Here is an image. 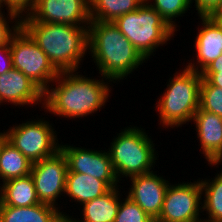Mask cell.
Masks as SVG:
<instances>
[{
	"label": "cell",
	"instance_id": "cell-1",
	"mask_svg": "<svg viewBox=\"0 0 222 222\" xmlns=\"http://www.w3.org/2000/svg\"><path fill=\"white\" fill-rule=\"evenodd\" d=\"M90 79L76 71L60 72L51 86L44 92V109L54 115L74 119L97 112L106 104L111 91L108 82ZM107 83V84H106Z\"/></svg>",
	"mask_w": 222,
	"mask_h": 222
},
{
	"label": "cell",
	"instance_id": "cell-2",
	"mask_svg": "<svg viewBox=\"0 0 222 222\" xmlns=\"http://www.w3.org/2000/svg\"><path fill=\"white\" fill-rule=\"evenodd\" d=\"M88 50L100 75L108 82L124 80L146 61L112 21L90 22Z\"/></svg>",
	"mask_w": 222,
	"mask_h": 222
},
{
	"label": "cell",
	"instance_id": "cell-3",
	"mask_svg": "<svg viewBox=\"0 0 222 222\" xmlns=\"http://www.w3.org/2000/svg\"><path fill=\"white\" fill-rule=\"evenodd\" d=\"M21 27L38 44L59 73L78 70L88 50L89 26L22 21Z\"/></svg>",
	"mask_w": 222,
	"mask_h": 222
},
{
	"label": "cell",
	"instance_id": "cell-4",
	"mask_svg": "<svg viewBox=\"0 0 222 222\" xmlns=\"http://www.w3.org/2000/svg\"><path fill=\"white\" fill-rule=\"evenodd\" d=\"M173 76L169 78L167 88L156 106L160 123L165 128L179 127L192 121L199 109L201 72L185 67L182 72H176Z\"/></svg>",
	"mask_w": 222,
	"mask_h": 222
},
{
	"label": "cell",
	"instance_id": "cell-5",
	"mask_svg": "<svg viewBox=\"0 0 222 222\" xmlns=\"http://www.w3.org/2000/svg\"><path fill=\"white\" fill-rule=\"evenodd\" d=\"M144 2L137 10L117 17L113 23L148 61L156 48L167 44L177 31L159 15L154 8Z\"/></svg>",
	"mask_w": 222,
	"mask_h": 222
},
{
	"label": "cell",
	"instance_id": "cell-6",
	"mask_svg": "<svg viewBox=\"0 0 222 222\" xmlns=\"http://www.w3.org/2000/svg\"><path fill=\"white\" fill-rule=\"evenodd\" d=\"M108 149L118 180L121 176L133 177L153 172L156 152L153 141L138 127H127L117 134Z\"/></svg>",
	"mask_w": 222,
	"mask_h": 222
},
{
	"label": "cell",
	"instance_id": "cell-7",
	"mask_svg": "<svg viewBox=\"0 0 222 222\" xmlns=\"http://www.w3.org/2000/svg\"><path fill=\"white\" fill-rule=\"evenodd\" d=\"M13 68L21 71L43 92L59 72L31 36L21 27L10 41Z\"/></svg>",
	"mask_w": 222,
	"mask_h": 222
},
{
	"label": "cell",
	"instance_id": "cell-8",
	"mask_svg": "<svg viewBox=\"0 0 222 222\" xmlns=\"http://www.w3.org/2000/svg\"><path fill=\"white\" fill-rule=\"evenodd\" d=\"M46 120H33L10 127L3 132L6 140L16 147L31 163L55 155L60 150L57 134ZM57 141V142H56Z\"/></svg>",
	"mask_w": 222,
	"mask_h": 222
},
{
	"label": "cell",
	"instance_id": "cell-9",
	"mask_svg": "<svg viewBox=\"0 0 222 222\" xmlns=\"http://www.w3.org/2000/svg\"><path fill=\"white\" fill-rule=\"evenodd\" d=\"M201 197L199 179L194 183H169L161 212L155 222H203L199 217L200 210L202 211Z\"/></svg>",
	"mask_w": 222,
	"mask_h": 222
},
{
	"label": "cell",
	"instance_id": "cell-10",
	"mask_svg": "<svg viewBox=\"0 0 222 222\" xmlns=\"http://www.w3.org/2000/svg\"><path fill=\"white\" fill-rule=\"evenodd\" d=\"M67 171V159L61 150L51 157L32 164L30 175L40 203L57 206L55 201L65 193Z\"/></svg>",
	"mask_w": 222,
	"mask_h": 222
},
{
	"label": "cell",
	"instance_id": "cell-11",
	"mask_svg": "<svg viewBox=\"0 0 222 222\" xmlns=\"http://www.w3.org/2000/svg\"><path fill=\"white\" fill-rule=\"evenodd\" d=\"M21 19L22 21L89 26L91 22L90 0H36L32 12Z\"/></svg>",
	"mask_w": 222,
	"mask_h": 222
},
{
	"label": "cell",
	"instance_id": "cell-12",
	"mask_svg": "<svg viewBox=\"0 0 222 222\" xmlns=\"http://www.w3.org/2000/svg\"><path fill=\"white\" fill-rule=\"evenodd\" d=\"M68 163L67 172L83 173L103 180L110 188L119 187L108 151H97L70 145H60Z\"/></svg>",
	"mask_w": 222,
	"mask_h": 222
},
{
	"label": "cell",
	"instance_id": "cell-13",
	"mask_svg": "<svg viewBox=\"0 0 222 222\" xmlns=\"http://www.w3.org/2000/svg\"><path fill=\"white\" fill-rule=\"evenodd\" d=\"M128 197L156 220L162 209L169 181L154 172L130 177Z\"/></svg>",
	"mask_w": 222,
	"mask_h": 222
},
{
	"label": "cell",
	"instance_id": "cell-14",
	"mask_svg": "<svg viewBox=\"0 0 222 222\" xmlns=\"http://www.w3.org/2000/svg\"><path fill=\"white\" fill-rule=\"evenodd\" d=\"M38 101H44V92L21 71L11 68L0 75V103L24 106Z\"/></svg>",
	"mask_w": 222,
	"mask_h": 222
},
{
	"label": "cell",
	"instance_id": "cell-15",
	"mask_svg": "<svg viewBox=\"0 0 222 222\" xmlns=\"http://www.w3.org/2000/svg\"><path fill=\"white\" fill-rule=\"evenodd\" d=\"M192 120L196 126L202 154L209 165L216 166L222 162V118L199 108Z\"/></svg>",
	"mask_w": 222,
	"mask_h": 222
},
{
	"label": "cell",
	"instance_id": "cell-16",
	"mask_svg": "<svg viewBox=\"0 0 222 222\" xmlns=\"http://www.w3.org/2000/svg\"><path fill=\"white\" fill-rule=\"evenodd\" d=\"M202 28L195 39L196 59L195 63H187L188 69L201 72L207 65L222 55V28L211 16H200Z\"/></svg>",
	"mask_w": 222,
	"mask_h": 222
},
{
	"label": "cell",
	"instance_id": "cell-17",
	"mask_svg": "<svg viewBox=\"0 0 222 222\" xmlns=\"http://www.w3.org/2000/svg\"><path fill=\"white\" fill-rule=\"evenodd\" d=\"M66 214L58 207L39 203L28 207L4 205L0 201L1 222H63Z\"/></svg>",
	"mask_w": 222,
	"mask_h": 222
},
{
	"label": "cell",
	"instance_id": "cell-18",
	"mask_svg": "<svg viewBox=\"0 0 222 222\" xmlns=\"http://www.w3.org/2000/svg\"><path fill=\"white\" fill-rule=\"evenodd\" d=\"M110 189L103 180L92 176L77 172L66 174L65 194L81 205L104 195Z\"/></svg>",
	"mask_w": 222,
	"mask_h": 222
},
{
	"label": "cell",
	"instance_id": "cell-19",
	"mask_svg": "<svg viewBox=\"0 0 222 222\" xmlns=\"http://www.w3.org/2000/svg\"><path fill=\"white\" fill-rule=\"evenodd\" d=\"M0 185V201L4 205L28 207L40 203L31 175L10 179Z\"/></svg>",
	"mask_w": 222,
	"mask_h": 222
},
{
	"label": "cell",
	"instance_id": "cell-20",
	"mask_svg": "<svg viewBox=\"0 0 222 222\" xmlns=\"http://www.w3.org/2000/svg\"><path fill=\"white\" fill-rule=\"evenodd\" d=\"M117 189L111 188L104 195L84 203L83 218L77 222H114L121 201Z\"/></svg>",
	"mask_w": 222,
	"mask_h": 222
},
{
	"label": "cell",
	"instance_id": "cell-21",
	"mask_svg": "<svg viewBox=\"0 0 222 222\" xmlns=\"http://www.w3.org/2000/svg\"><path fill=\"white\" fill-rule=\"evenodd\" d=\"M32 164L26 156L6 140L2 133L0 150V179L2 182L30 175Z\"/></svg>",
	"mask_w": 222,
	"mask_h": 222
},
{
	"label": "cell",
	"instance_id": "cell-22",
	"mask_svg": "<svg viewBox=\"0 0 222 222\" xmlns=\"http://www.w3.org/2000/svg\"><path fill=\"white\" fill-rule=\"evenodd\" d=\"M144 0H90L91 21H114L117 17L137 10Z\"/></svg>",
	"mask_w": 222,
	"mask_h": 222
},
{
	"label": "cell",
	"instance_id": "cell-23",
	"mask_svg": "<svg viewBox=\"0 0 222 222\" xmlns=\"http://www.w3.org/2000/svg\"><path fill=\"white\" fill-rule=\"evenodd\" d=\"M202 194L205 199L202 212L207 211L208 218L203 222H222V171L212 181L210 179L200 181Z\"/></svg>",
	"mask_w": 222,
	"mask_h": 222
},
{
	"label": "cell",
	"instance_id": "cell-24",
	"mask_svg": "<svg viewBox=\"0 0 222 222\" xmlns=\"http://www.w3.org/2000/svg\"><path fill=\"white\" fill-rule=\"evenodd\" d=\"M149 1L152 2L151 0H147L146 2ZM152 3L149 5L174 29H176L177 25L175 24V20L173 21V18L182 16L191 8L190 0H153Z\"/></svg>",
	"mask_w": 222,
	"mask_h": 222
},
{
	"label": "cell",
	"instance_id": "cell-25",
	"mask_svg": "<svg viewBox=\"0 0 222 222\" xmlns=\"http://www.w3.org/2000/svg\"><path fill=\"white\" fill-rule=\"evenodd\" d=\"M199 108L222 118V89L211 85L204 78L201 80Z\"/></svg>",
	"mask_w": 222,
	"mask_h": 222
},
{
	"label": "cell",
	"instance_id": "cell-26",
	"mask_svg": "<svg viewBox=\"0 0 222 222\" xmlns=\"http://www.w3.org/2000/svg\"><path fill=\"white\" fill-rule=\"evenodd\" d=\"M114 222H155L144 210L126 195L121 200Z\"/></svg>",
	"mask_w": 222,
	"mask_h": 222
},
{
	"label": "cell",
	"instance_id": "cell-27",
	"mask_svg": "<svg viewBox=\"0 0 222 222\" xmlns=\"http://www.w3.org/2000/svg\"><path fill=\"white\" fill-rule=\"evenodd\" d=\"M1 10L2 8H0V47H3L7 44H10L12 37L20 30L22 19H19L20 17L18 15L9 11V17L8 15L7 17H5ZM7 18L9 22L11 21L10 24L12 22H15L14 25L11 26V28L9 22L6 21Z\"/></svg>",
	"mask_w": 222,
	"mask_h": 222
},
{
	"label": "cell",
	"instance_id": "cell-28",
	"mask_svg": "<svg viewBox=\"0 0 222 222\" xmlns=\"http://www.w3.org/2000/svg\"><path fill=\"white\" fill-rule=\"evenodd\" d=\"M35 2L36 0H0V8L6 6L7 12H12L21 19L32 12Z\"/></svg>",
	"mask_w": 222,
	"mask_h": 222
},
{
	"label": "cell",
	"instance_id": "cell-29",
	"mask_svg": "<svg viewBox=\"0 0 222 222\" xmlns=\"http://www.w3.org/2000/svg\"><path fill=\"white\" fill-rule=\"evenodd\" d=\"M193 0H190L192 4ZM198 16H211L215 11L222 9V0H194Z\"/></svg>",
	"mask_w": 222,
	"mask_h": 222
},
{
	"label": "cell",
	"instance_id": "cell-30",
	"mask_svg": "<svg viewBox=\"0 0 222 222\" xmlns=\"http://www.w3.org/2000/svg\"><path fill=\"white\" fill-rule=\"evenodd\" d=\"M12 66L10 44L0 47V75L8 72Z\"/></svg>",
	"mask_w": 222,
	"mask_h": 222
},
{
	"label": "cell",
	"instance_id": "cell-31",
	"mask_svg": "<svg viewBox=\"0 0 222 222\" xmlns=\"http://www.w3.org/2000/svg\"><path fill=\"white\" fill-rule=\"evenodd\" d=\"M202 78L206 79L211 85L222 89V71L221 72H201Z\"/></svg>",
	"mask_w": 222,
	"mask_h": 222
},
{
	"label": "cell",
	"instance_id": "cell-32",
	"mask_svg": "<svg viewBox=\"0 0 222 222\" xmlns=\"http://www.w3.org/2000/svg\"><path fill=\"white\" fill-rule=\"evenodd\" d=\"M222 71V55L207 65L201 72H221Z\"/></svg>",
	"mask_w": 222,
	"mask_h": 222
},
{
	"label": "cell",
	"instance_id": "cell-33",
	"mask_svg": "<svg viewBox=\"0 0 222 222\" xmlns=\"http://www.w3.org/2000/svg\"><path fill=\"white\" fill-rule=\"evenodd\" d=\"M211 17L218 23L222 28V9L215 11Z\"/></svg>",
	"mask_w": 222,
	"mask_h": 222
},
{
	"label": "cell",
	"instance_id": "cell-34",
	"mask_svg": "<svg viewBox=\"0 0 222 222\" xmlns=\"http://www.w3.org/2000/svg\"><path fill=\"white\" fill-rule=\"evenodd\" d=\"M72 218V216L70 217V216H68V215H65V217L63 218V222H77V220L74 218V220H73V218Z\"/></svg>",
	"mask_w": 222,
	"mask_h": 222
},
{
	"label": "cell",
	"instance_id": "cell-35",
	"mask_svg": "<svg viewBox=\"0 0 222 222\" xmlns=\"http://www.w3.org/2000/svg\"><path fill=\"white\" fill-rule=\"evenodd\" d=\"M1 145H2V132L0 133V150H1Z\"/></svg>",
	"mask_w": 222,
	"mask_h": 222
}]
</instances>
